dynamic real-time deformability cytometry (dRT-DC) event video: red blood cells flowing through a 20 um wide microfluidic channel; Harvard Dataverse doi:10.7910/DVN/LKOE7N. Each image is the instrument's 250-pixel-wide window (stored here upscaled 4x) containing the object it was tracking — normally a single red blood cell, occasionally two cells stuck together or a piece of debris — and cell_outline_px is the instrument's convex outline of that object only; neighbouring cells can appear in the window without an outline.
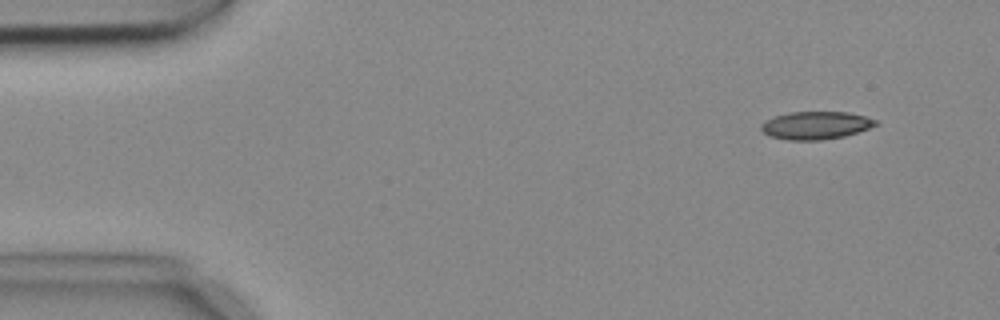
{"species": "common noctule bat (a hibernating species)", "species_latin": "Nyctalus noctula", "temperature_condition": "cold", "stored_images_in_passage": 3, "camera_frame_rate_fps": 3000, "um_per_image_px": 0.085, "animal": {"sex": "female", "body_mass_g": 18.4}, "frame": {"image": 1, "passage_image": 1, "time_ms": 0.0, "image_size_px": [1000, 320], "cell_outline_px": [[880, 124], [844, 136], [820, 140], [788, 140], [768, 136], [760, 128], [760, 124], [764, 120], [788, 112], [848, 112], [864, 116], [876, 120]], "centroid_in_image_um": [69.3, 10.65], "position_along_channel_um": 15.7, "area_um2": 18.55}}
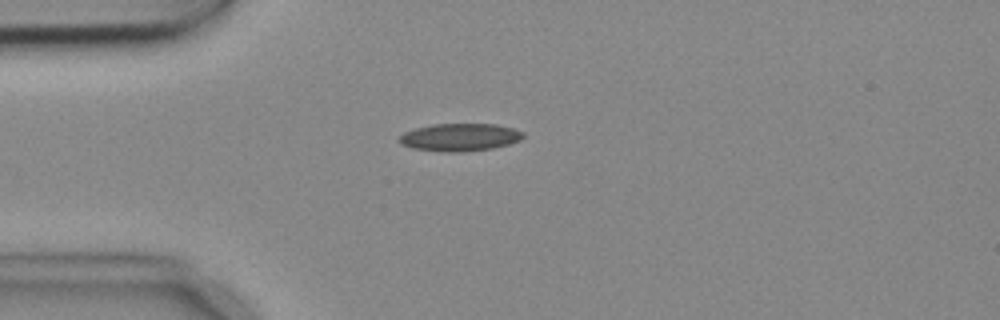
{"frame": {"image": 2, "passage_image": 3, "time_ms": 0.667, "image_size_px": [1000, 320], "cell_outline_px": [[524, 136], [520, 140], [508, 144], [492, 148], [456, 152], [444, 152], [412, 148], [400, 144], [396, 140], [404, 132], [416, 128], [432, 124], [496, 124], [512, 128], [524, 132]], "centroid_in_image_um": [39.05, 11.66], "position_along_channel_um": 45.9, "area_um2": 19.94}}